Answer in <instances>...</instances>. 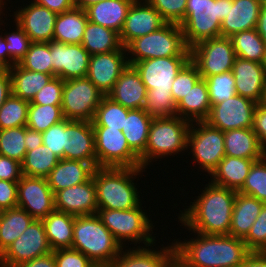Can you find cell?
Instances as JSON below:
<instances>
[{"label":"cell","instance_id":"30","mask_svg":"<svg viewBox=\"0 0 266 267\" xmlns=\"http://www.w3.org/2000/svg\"><path fill=\"white\" fill-rule=\"evenodd\" d=\"M211 110L208 86L200 78L192 89L176 104V116L190 122L205 121Z\"/></svg>","mask_w":266,"mask_h":267},{"label":"cell","instance_id":"27","mask_svg":"<svg viewBox=\"0 0 266 267\" xmlns=\"http://www.w3.org/2000/svg\"><path fill=\"white\" fill-rule=\"evenodd\" d=\"M94 169L89 162L60 159L47 177L48 185L55 194L57 191L88 181Z\"/></svg>","mask_w":266,"mask_h":267},{"label":"cell","instance_id":"39","mask_svg":"<svg viewBox=\"0 0 266 267\" xmlns=\"http://www.w3.org/2000/svg\"><path fill=\"white\" fill-rule=\"evenodd\" d=\"M236 57L264 64L266 42L256 29L244 30L230 37Z\"/></svg>","mask_w":266,"mask_h":267},{"label":"cell","instance_id":"25","mask_svg":"<svg viewBox=\"0 0 266 267\" xmlns=\"http://www.w3.org/2000/svg\"><path fill=\"white\" fill-rule=\"evenodd\" d=\"M147 89L136 69L128 65L107 94L112 101L127 109H144Z\"/></svg>","mask_w":266,"mask_h":267},{"label":"cell","instance_id":"10","mask_svg":"<svg viewBox=\"0 0 266 267\" xmlns=\"http://www.w3.org/2000/svg\"><path fill=\"white\" fill-rule=\"evenodd\" d=\"M92 127L97 167H141L140 157L129 147L121 130L102 126Z\"/></svg>","mask_w":266,"mask_h":267},{"label":"cell","instance_id":"72","mask_svg":"<svg viewBox=\"0 0 266 267\" xmlns=\"http://www.w3.org/2000/svg\"><path fill=\"white\" fill-rule=\"evenodd\" d=\"M264 65L266 66V51H265Z\"/></svg>","mask_w":266,"mask_h":267},{"label":"cell","instance_id":"19","mask_svg":"<svg viewBox=\"0 0 266 267\" xmlns=\"http://www.w3.org/2000/svg\"><path fill=\"white\" fill-rule=\"evenodd\" d=\"M63 159L89 162L97 168L92 122L65 119Z\"/></svg>","mask_w":266,"mask_h":267},{"label":"cell","instance_id":"61","mask_svg":"<svg viewBox=\"0 0 266 267\" xmlns=\"http://www.w3.org/2000/svg\"><path fill=\"white\" fill-rule=\"evenodd\" d=\"M15 267H56L55 257L53 252L21 263Z\"/></svg>","mask_w":266,"mask_h":267},{"label":"cell","instance_id":"54","mask_svg":"<svg viewBox=\"0 0 266 267\" xmlns=\"http://www.w3.org/2000/svg\"><path fill=\"white\" fill-rule=\"evenodd\" d=\"M56 267H97L82 252L72 248L56 249L52 251Z\"/></svg>","mask_w":266,"mask_h":267},{"label":"cell","instance_id":"20","mask_svg":"<svg viewBox=\"0 0 266 267\" xmlns=\"http://www.w3.org/2000/svg\"><path fill=\"white\" fill-rule=\"evenodd\" d=\"M27 4L13 12L14 23L24 30L31 42L52 41L58 14L33 1Z\"/></svg>","mask_w":266,"mask_h":267},{"label":"cell","instance_id":"14","mask_svg":"<svg viewBox=\"0 0 266 267\" xmlns=\"http://www.w3.org/2000/svg\"><path fill=\"white\" fill-rule=\"evenodd\" d=\"M191 56H171L146 59L132 66L139 73L147 93L172 94V84Z\"/></svg>","mask_w":266,"mask_h":267},{"label":"cell","instance_id":"11","mask_svg":"<svg viewBox=\"0 0 266 267\" xmlns=\"http://www.w3.org/2000/svg\"><path fill=\"white\" fill-rule=\"evenodd\" d=\"M105 96L87 77L64 81L61 103L64 118L92 122Z\"/></svg>","mask_w":266,"mask_h":267},{"label":"cell","instance_id":"68","mask_svg":"<svg viewBox=\"0 0 266 267\" xmlns=\"http://www.w3.org/2000/svg\"><path fill=\"white\" fill-rule=\"evenodd\" d=\"M4 211H5V209L0 206V220L3 216Z\"/></svg>","mask_w":266,"mask_h":267},{"label":"cell","instance_id":"59","mask_svg":"<svg viewBox=\"0 0 266 267\" xmlns=\"http://www.w3.org/2000/svg\"><path fill=\"white\" fill-rule=\"evenodd\" d=\"M33 2L44 6L57 14L66 12L74 7V0H33Z\"/></svg>","mask_w":266,"mask_h":267},{"label":"cell","instance_id":"15","mask_svg":"<svg viewBox=\"0 0 266 267\" xmlns=\"http://www.w3.org/2000/svg\"><path fill=\"white\" fill-rule=\"evenodd\" d=\"M256 106L254 101L236 94L226 101L211 105L205 122L222 132L252 128Z\"/></svg>","mask_w":266,"mask_h":267},{"label":"cell","instance_id":"37","mask_svg":"<svg viewBox=\"0 0 266 267\" xmlns=\"http://www.w3.org/2000/svg\"><path fill=\"white\" fill-rule=\"evenodd\" d=\"M90 55L109 53L122 47L119 33L88 21L82 43Z\"/></svg>","mask_w":266,"mask_h":267},{"label":"cell","instance_id":"17","mask_svg":"<svg viewBox=\"0 0 266 267\" xmlns=\"http://www.w3.org/2000/svg\"><path fill=\"white\" fill-rule=\"evenodd\" d=\"M52 74L63 81L86 77L90 54L82 44L50 41Z\"/></svg>","mask_w":266,"mask_h":267},{"label":"cell","instance_id":"33","mask_svg":"<svg viewBox=\"0 0 266 267\" xmlns=\"http://www.w3.org/2000/svg\"><path fill=\"white\" fill-rule=\"evenodd\" d=\"M88 16L85 9L73 7L59 13L54 26L53 40L65 44H81Z\"/></svg>","mask_w":266,"mask_h":267},{"label":"cell","instance_id":"55","mask_svg":"<svg viewBox=\"0 0 266 267\" xmlns=\"http://www.w3.org/2000/svg\"><path fill=\"white\" fill-rule=\"evenodd\" d=\"M42 140L44 145H46L60 159H63L65 119L42 132Z\"/></svg>","mask_w":266,"mask_h":267},{"label":"cell","instance_id":"49","mask_svg":"<svg viewBox=\"0 0 266 267\" xmlns=\"http://www.w3.org/2000/svg\"><path fill=\"white\" fill-rule=\"evenodd\" d=\"M144 111L152 118L176 116V104L172 94L147 93Z\"/></svg>","mask_w":266,"mask_h":267},{"label":"cell","instance_id":"40","mask_svg":"<svg viewBox=\"0 0 266 267\" xmlns=\"http://www.w3.org/2000/svg\"><path fill=\"white\" fill-rule=\"evenodd\" d=\"M59 160L60 158L55 153L42 144L36 149L26 152L25 158L21 163L22 174L47 178Z\"/></svg>","mask_w":266,"mask_h":267},{"label":"cell","instance_id":"22","mask_svg":"<svg viewBox=\"0 0 266 267\" xmlns=\"http://www.w3.org/2000/svg\"><path fill=\"white\" fill-rule=\"evenodd\" d=\"M54 199L55 210L73 216L96 214L98 210L93 176L82 184L57 191L54 194Z\"/></svg>","mask_w":266,"mask_h":267},{"label":"cell","instance_id":"58","mask_svg":"<svg viewBox=\"0 0 266 267\" xmlns=\"http://www.w3.org/2000/svg\"><path fill=\"white\" fill-rule=\"evenodd\" d=\"M0 206L5 210L17 207V182L0 179Z\"/></svg>","mask_w":266,"mask_h":267},{"label":"cell","instance_id":"36","mask_svg":"<svg viewBox=\"0 0 266 267\" xmlns=\"http://www.w3.org/2000/svg\"><path fill=\"white\" fill-rule=\"evenodd\" d=\"M152 117L144 109H131L122 128L129 147L140 157L146 149Z\"/></svg>","mask_w":266,"mask_h":267},{"label":"cell","instance_id":"6","mask_svg":"<svg viewBox=\"0 0 266 267\" xmlns=\"http://www.w3.org/2000/svg\"><path fill=\"white\" fill-rule=\"evenodd\" d=\"M181 22L184 40L190 49L197 43L221 36V23L228 11V0H187Z\"/></svg>","mask_w":266,"mask_h":267},{"label":"cell","instance_id":"69","mask_svg":"<svg viewBox=\"0 0 266 267\" xmlns=\"http://www.w3.org/2000/svg\"><path fill=\"white\" fill-rule=\"evenodd\" d=\"M262 103L266 104V85H265V92H264V98H263Z\"/></svg>","mask_w":266,"mask_h":267},{"label":"cell","instance_id":"66","mask_svg":"<svg viewBox=\"0 0 266 267\" xmlns=\"http://www.w3.org/2000/svg\"><path fill=\"white\" fill-rule=\"evenodd\" d=\"M99 1H105V0H74V6L86 9L90 5L98 3Z\"/></svg>","mask_w":266,"mask_h":267},{"label":"cell","instance_id":"41","mask_svg":"<svg viewBox=\"0 0 266 267\" xmlns=\"http://www.w3.org/2000/svg\"><path fill=\"white\" fill-rule=\"evenodd\" d=\"M64 119L61 105L29 103L26 126L38 132H44Z\"/></svg>","mask_w":266,"mask_h":267},{"label":"cell","instance_id":"34","mask_svg":"<svg viewBox=\"0 0 266 267\" xmlns=\"http://www.w3.org/2000/svg\"><path fill=\"white\" fill-rule=\"evenodd\" d=\"M75 216L54 210L42 219L52 250L72 248Z\"/></svg>","mask_w":266,"mask_h":267},{"label":"cell","instance_id":"60","mask_svg":"<svg viewBox=\"0 0 266 267\" xmlns=\"http://www.w3.org/2000/svg\"><path fill=\"white\" fill-rule=\"evenodd\" d=\"M12 94L11 76L9 69H0V107Z\"/></svg>","mask_w":266,"mask_h":267},{"label":"cell","instance_id":"1","mask_svg":"<svg viewBox=\"0 0 266 267\" xmlns=\"http://www.w3.org/2000/svg\"><path fill=\"white\" fill-rule=\"evenodd\" d=\"M192 233L196 239L173 240L179 267H239L250 253L241 238Z\"/></svg>","mask_w":266,"mask_h":267},{"label":"cell","instance_id":"18","mask_svg":"<svg viewBox=\"0 0 266 267\" xmlns=\"http://www.w3.org/2000/svg\"><path fill=\"white\" fill-rule=\"evenodd\" d=\"M126 48L109 53L90 55L86 77L104 94L112 90L121 73L127 68Z\"/></svg>","mask_w":266,"mask_h":267},{"label":"cell","instance_id":"3","mask_svg":"<svg viewBox=\"0 0 266 267\" xmlns=\"http://www.w3.org/2000/svg\"><path fill=\"white\" fill-rule=\"evenodd\" d=\"M144 171L146 172L141 167L95 168L92 176L96 186L98 209L128 210L139 206L142 200L134 180Z\"/></svg>","mask_w":266,"mask_h":267},{"label":"cell","instance_id":"23","mask_svg":"<svg viewBox=\"0 0 266 267\" xmlns=\"http://www.w3.org/2000/svg\"><path fill=\"white\" fill-rule=\"evenodd\" d=\"M236 93L255 103H262L266 85V66L262 63L235 58L232 67Z\"/></svg>","mask_w":266,"mask_h":267},{"label":"cell","instance_id":"32","mask_svg":"<svg viewBox=\"0 0 266 267\" xmlns=\"http://www.w3.org/2000/svg\"><path fill=\"white\" fill-rule=\"evenodd\" d=\"M225 155L246 159H262L263 148L252 128L224 132Z\"/></svg>","mask_w":266,"mask_h":267},{"label":"cell","instance_id":"71","mask_svg":"<svg viewBox=\"0 0 266 267\" xmlns=\"http://www.w3.org/2000/svg\"><path fill=\"white\" fill-rule=\"evenodd\" d=\"M263 158L266 161V149H263Z\"/></svg>","mask_w":266,"mask_h":267},{"label":"cell","instance_id":"7","mask_svg":"<svg viewBox=\"0 0 266 267\" xmlns=\"http://www.w3.org/2000/svg\"><path fill=\"white\" fill-rule=\"evenodd\" d=\"M142 203L134 209L128 210H112V209H98L97 215L102 223L113 234L116 241L122 246L127 248L125 242L134 244L135 247L141 242L144 246L153 245L156 243L154 233V223L149 219L146 210H142Z\"/></svg>","mask_w":266,"mask_h":267},{"label":"cell","instance_id":"70","mask_svg":"<svg viewBox=\"0 0 266 267\" xmlns=\"http://www.w3.org/2000/svg\"><path fill=\"white\" fill-rule=\"evenodd\" d=\"M262 7H266V0H261Z\"/></svg>","mask_w":266,"mask_h":267},{"label":"cell","instance_id":"24","mask_svg":"<svg viewBox=\"0 0 266 267\" xmlns=\"http://www.w3.org/2000/svg\"><path fill=\"white\" fill-rule=\"evenodd\" d=\"M150 246V247H149ZM152 245L130 247L121 249L119 255L112 261L109 267H173L175 264V245L152 250Z\"/></svg>","mask_w":266,"mask_h":267},{"label":"cell","instance_id":"45","mask_svg":"<svg viewBox=\"0 0 266 267\" xmlns=\"http://www.w3.org/2000/svg\"><path fill=\"white\" fill-rule=\"evenodd\" d=\"M19 65L26 70L52 74L50 42H32Z\"/></svg>","mask_w":266,"mask_h":267},{"label":"cell","instance_id":"42","mask_svg":"<svg viewBox=\"0 0 266 267\" xmlns=\"http://www.w3.org/2000/svg\"><path fill=\"white\" fill-rule=\"evenodd\" d=\"M129 110L105 96L96 109L92 126L109 127V129L122 131Z\"/></svg>","mask_w":266,"mask_h":267},{"label":"cell","instance_id":"52","mask_svg":"<svg viewBox=\"0 0 266 267\" xmlns=\"http://www.w3.org/2000/svg\"><path fill=\"white\" fill-rule=\"evenodd\" d=\"M243 241L250 252H266V204Z\"/></svg>","mask_w":266,"mask_h":267},{"label":"cell","instance_id":"38","mask_svg":"<svg viewBox=\"0 0 266 267\" xmlns=\"http://www.w3.org/2000/svg\"><path fill=\"white\" fill-rule=\"evenodd\" d=\"M34 218L20 207L6 209L0 220V255L29 226Z\"/></svg>","mask_w":266,"mask_h":267},{"label":"cell","instance_id":"62","mask_svg":"<svg viewBox=\"0 0 266 267\" xmlns=\"http://www.w3.org/2000/svg\"><path fill=\"white\" fill-rule=\"evenodd\" d=\"M24 141V144L27 148V152L36 149L37 147L43 144L42 132H38L25 126Z\"/></svg>","mask_w":266,"mask_h":267},{"label":"cell","instance_id":"57","mask_svg":"<svg viewBox=\"0 0 266 267\" xmlns=\"http://www.w3.org/2000/svg\"><path fill=\"white\" fill-rule=\"evenodd\" d=\"M252 129L258 137L261 147L266 149V104H257Z\"/></svg>","mask_w":266,"mask_h":267},{"label":"cell","instance_id":"53","mask_svg":"<svg viewBox=\"0 0 266 267\" xmlns=\"http://www.w3.org/2000/svg\"><path fill=\"white\" fill-rule=\"evenodd\" d=\"M64 81L59 77H53L30 102L39 105H61Z\"/></svg>","mask_w":266,"mask_h":267},{"label":"cell","instance_id":"65","mask_svg":"<svg viewBox=\"0 0 266 267\" xmlns=\"http://www.w3.org/2000/svg\"><path fill=\"white\" fill-rule=\"evenodd\" d=\"M255 29L261 38L266 42V7L261 8Z\"/></svg>","mask_w":266,"mask_h":267},{"label":"cell","instance_id":"8","mask_svg":"<svg viewBox=\"0 0 266 267\" xmlns=\"http://www.w3.org/2000/svg\"><path fill=\"white\" fill-rule=\"evenodd\" d=\"M126 51L127 55H130L127 57L131 66L146 59L191 56L182 29L176 23H166L160 29L134 39L126 47Z\"/></svg>","mask_w":266,"mask_h":267},{"label":"cell","instance_id":"46","mask_svg":"<svg viewBox=\"0 0 266 267\" xmlns=\"http://www.w3.org/2000/svg\"><path fill=\"white\" fill-rule=\"evenodd\" d=\"M237 192L257 198L266 204V161L264 158L253 163L243 186Z\"/></svg>","mask_w":266,"mask_h":267},{"label":"cell","instance_id":"50","mask_svg":"<svg viewBox=\"0 0 266 267\" xmlns=\"http://www.w3.org/2000/svg\"><path fill=\"white\" fill-rule=\"evenodd\" d=\"M201 78L197 66L190 60L175 77L172 84L173 101L177 104Z\"/></svg>","mask_w":266,"mask_h":267},{"label":"cell","instance_id":"21","mask_svg":"<svg viewBox=\"0 0 266 267\" xmlns=\"http://www.w3.org/2000/svg\"><path fill=\"white\" fill-rule=\"evenodd\" d=\"M166 23L161 14L145 0H135L119 34L121 44L126 48L134 39L150 34Z\"/></svg>","mask_w":266,"mask_h":267},{"label":"cell","instance_id":"29","mask_svg":"<svg viewBox=\"0 0 266 267\" xmlns=\"http://www.w3.org/2000/svg\"><path fill=\"white\" fill-rule=\"evenodd\" d=\"M260 159L225 157L219 162L209 179L214 185L238 191L244 184L253 163Z\"/></svg>","mask_w":266,"mask_h":267},{"label":"cell","instance_id":"28","mask_svg":"<svg viewBox=\"0 0 266 267\" xmlns=\"http://www.w3.org/2000/svg\"><path fill=\"white\" fill-rule=\"evenodd\" d=\"M135 0H105L87 7L88 21L120 34L126 16Z\"/></svg>","mask_w":266,"mask_h":267},{"label":"cell","instance_id":"31","mask_svg":"<svg viewBox=\"0 0 266 267\" xmlns=\"http://www.w3.org/2000/svg\"><path fill=\"white\" fill-rule=\"evenodd\" d=\"M265 203L236 192L229 235L244 239Z\"/></svg>","mask_w":266,"mask_h":267},{"label":"cell","instance_id":"51","mask_svg":"<svg viewBox=\"0 0 266 267\" xmlns=\"http://www.w3.org/2000/svg\"><path fill=\"white\" fill-rule=\"evenodd\" d=\"M153 6L167 23L181 24L185 18L187 0H145Z\"/></svg>","mask_w":266,"mask_h":267},{"label":"cell","instance_id":"44","mask_svg":"<svg viewBox=\"0 0 266 267\" xmlns=\"http://www.w3.org/2000/svg\"><path fill=\"white\" fill-rule=\"evenodd\" d=\"M24 139L25 126L0 130V155L22 163L27 152Z\"/></svg>","mask_w":266,"mask_h":267},{"label":"cell","instance_id":"4","mask_svg":"<svg viewBox=\"0 0 266 267\" xmlns=\"http://www.w3.org/2000/svg\"><path fill=\"white\" fill-rule=\"evenodd\" d=\"M72 249L82 252L97 267H109L122 246L97 214L75 216Z\"/></svg>","mask_w":266,"mask_h":267},{"label":"cell","instance_id":"5","mask_svg":"<svg viewBox=\"0 0 266 267\" xmlns=\"http://www.w3.org/2000/svg\"><path fill=\"white\" fill-rule=\"evenodd\" d=\"M191 122L171 116L169 118H153L149 128L145 152L140 156L141 168L158 161L156 159L184 153L187 149V137Z\"/></svg>","mask_w":266,"mask_h":267},{"label":"cell","instance_id":"9","mask_svg":"<svg viewBox=\"0 0 266 267\" xmlns=\"http://www.w3.org/2000/svg\"><path fill=\"white\" fill-rule=\"evenodd\" d=\"M187 149L190 150L189 154H192L199 169H203L202 171L207 172L210 176L225 157L224 132L211 127L205 121L191 122Z\"/></svg>","mask_w":266,"mask_h":267},{"label":"cell","instance_id":"16","mask_svg":"<svg viewBox=\"0 0 266 267\" xmlns=\"http://www.w3.org/2000/svg\"><path fill=\"white\" fill-rule=\"evenodd\" d=\"M54 193L47 178L23 175L17 182V206L42 220L55 210Z\"/></svg>","mask_w":266,"mask_h":267},{"label":"cell","instance_id":"47","mask_svg":"<svg viewBox=\"0 0 266 267\" xmlns=\"http://www.w3.org/2000/svg\"><path fill=\"white\" fill-rule=\"evenodd\" d=\"M211 105L226 101L236 95L235 79L232 71L205 78Z\"/></svg>","mask_w":266,"mask_h":267},{"label":"cell","instance_id":"64","mask_svg":"<svg viewBox=\"0 0 266 267\" xmlns=\"http://www.w3.org/2000/svg\"><path fill=\"white\" fill-rule=\"evenodd\" d=\"M3 13L2 9H0V16ZM4 23V20L0 17V25ZM0 69H8V49L7 42L4 39V36L0 34Z\"/></svg>","mask_w":266,"mask_h":267},{"label":"cell","instance_id":"26","mask_svg":"<svg viewBox=\"0 0 266 267\" xmlns=\"http://www.w3.org/2000/svg\"><path fill=\"white\" fill-rule=\"evenodd\" d=\"M261 0H228V11L221 23V36L231 37L255 29L261 11Z\"/></svg>","mask_w":266,"mask_h":267},{"label":"cell","instance_id":"48","mask_svg":"<svg viewBox=\"0 0 266 267\" xmlns=\"http://www.w3.org/2000/svg\"><path fill=\"white\" fill-rule=\"evenodd\" d=\"M16 31L5 32L4 39L7 42L8 49V69L24 58L32 43L24 30L16 23Z\"/></svg>","mask_w":266,"mask_h":267},{"label":"cell","instance_id":"63","mask_svg":"<svg viewBox=\"0 0 266 267\" xmlns=\"http://www.w3.org/2000/svg\"><path fill=\"white\" fill-rule=\"evenodd\" d=\"M239 267H266V252H250Z\"/></svg>","mask_w":266,"mask_h":267},{"label":"cell","instance_id":"56","mask_svg":"<svg viewBox=\"0 0 266 267\" xmlns=\"http://www.w3.org/2000/svg\"><path fill=\"white\" fill-rule=\"evenodd\" d=\"M22 176V166L20 162L0 155V179L18 182Z\"/></svg>","mask_w":266,"mask_h":267},{"label":"cell","instance_id":"67","mask_svg":"<svg viewBox=\"0 0 266 267\" xmlns=\"http://www.w3.org/2000/svg\"><path fill=\"white\" fill-rule=\"evenodd\" d=\"M7 3L4 0H0V9H3L4 5Z\"/></svg>","mask_w":266,"mask_h":267},{"label":"cell","instance_id":"12","mask_svg":"<svg viewBox=\"0 0 266 267\" xmlns=\"http://www.w3.org/2000/svg\"><path fill=\"white\" fill-rule=\"evenodd\" d=\"M191 61L201 78L232 70L236 54L230 37H216L201 41L190 48Z\"/></svg>","mask_w":266,"mask_h":267},{"label":"cell","instance_id":"2","mask_svg":"<svg viewBox=\"0 0 266 267\" xmlns=\"http://www.w3.org/2000/svg\"><path fill=\"white\" fill-rule=\"evenodd\" d=\"M236 192L209 181L200 196L188 208L180 210L179 223L189 232L229 235Z\"/></svg>","mask_w":266,"mask_h":267},{"label":"cell","instance_id":"13","mask_svg":"<svg viewBox=\"0 0 266 267\" xmlns=\"http://www.w3.org/2000/svg\"><path fill=\"white\" fill-rule=\"evenodd\" d=\"M52 251L42 220L34 219L0 255V267H15Z\"/></svg>","mask_w":266,"mask_h":267},{"label":"cell","instance_id":"43","mask_svg":"<svg viewBox=\"0 0 266 267\" xmlns=\"http://www.w3.org/2000/svg\"><path fill=\"white\" fill-rule=\"evenodd\" d=\"M29 103L11 94L0 107V130L26 126Z\"/></svg>","mask_w":266,"mask_h":267},{"label":"cell","instance_id":"35","mask_svg":"<svg viewBox=\"0 0 266 267\" xmlns=\"http://www.w3.org/2000/svg\"><path fill=\"white\" fill-rule=\"evenodd\" d=\"M11 76L12 94L23 100L31 102L42 87L53 77V74L35 72L15 64L9 69Z\"/></svg>","mask_w":266,"mask_h":267}]
</instances>
